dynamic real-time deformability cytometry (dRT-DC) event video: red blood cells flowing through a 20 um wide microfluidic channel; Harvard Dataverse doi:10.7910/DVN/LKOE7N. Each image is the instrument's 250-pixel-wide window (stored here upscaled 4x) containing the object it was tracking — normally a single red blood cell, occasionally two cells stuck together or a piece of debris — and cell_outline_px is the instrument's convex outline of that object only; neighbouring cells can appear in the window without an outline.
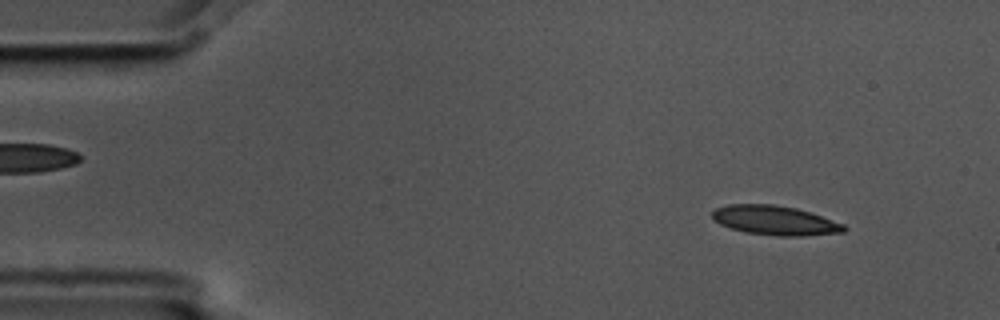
{"species": "common noctule bat (a hibernating species)", "species_latin": "Nyctalus noctula", "temperature_condition": "cold", "stored_images_in_passage": 4, "camera_frame_rate_fps": 3000, "um_per_image_px": 0.085, "animal": {"sex": "male", "body_mass_g": 17.5, "forearm_length_mm": 52.3}, "frame": {"image": 1, "passage_image": 1, "time_ms": 0.0, "image_size_px": [1000, 320], "cell_outline_px": [[848, 228], [844, 232], [804, 236], [776, 236], [744, 232], [728, 228], [712, 220], [712, 212], [716, 208], [728, 204], [772, 204], [796, 208], [812, 212], [844, 224]], "centroid_in_image_um": [65.87, 18.74], "position_along_channel_um": 19.1, "area_um2": 22.89}}
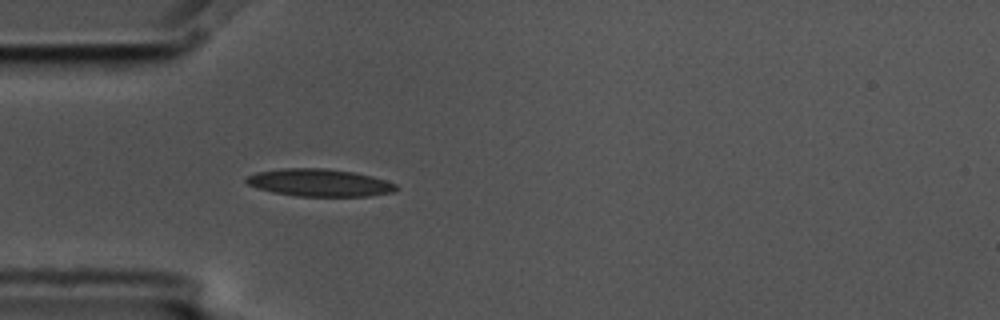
{"frame": {"image": 2, "passage_image": 4, "time_ms": 1.0, "image_size_px": [1000, 320], "cell_outline_px": [[400, 188], [396, 192], [368, 196], [296, 196], [272, 192], [248, 184], [244, 180], [244, 176], [256, 172], [284, 168], [324, 168], [352, 172], [372, 176], [396, 184]], "centroid_in_image_um": [27.16, 15.53], "position_along_channel_um": 57.8, "area_um2": 24.04}}